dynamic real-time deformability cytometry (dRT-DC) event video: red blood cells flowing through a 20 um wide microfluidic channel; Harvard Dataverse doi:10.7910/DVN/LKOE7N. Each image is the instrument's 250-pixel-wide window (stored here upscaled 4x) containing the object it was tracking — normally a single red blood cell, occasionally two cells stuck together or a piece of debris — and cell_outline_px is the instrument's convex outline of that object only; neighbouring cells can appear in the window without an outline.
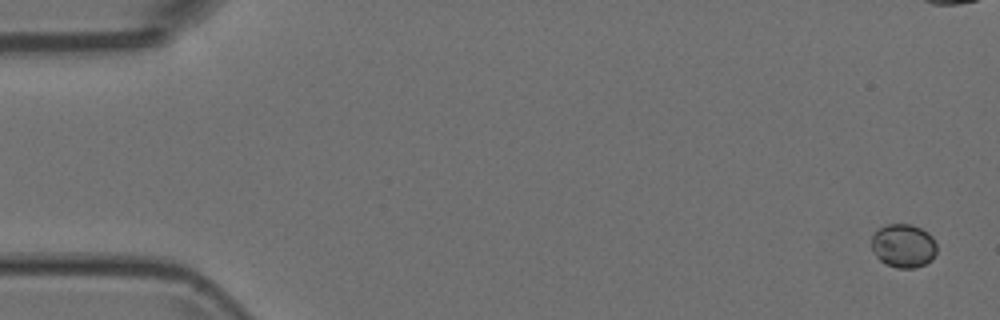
{"species": "Egyptian fruit bat (a non-hibernating species)", "species_latin": "Rousettus aegyptiacus", "temperature_condition": "room temperature", "stored_images_in_passage": 7, "camera_frame_rate_fps": 3000, "um_per_image_px": 0.085, "animal": {"sex": "female"}, "frame": {"image": 1, "passage_image": 1, "time_ms": 0.0, "image_size_px": [1000, 320], "cell_outline_px": [[936, 252], [932, 260], [916, 268], [896, 268], [884, 264], [876, 256], [872, 248], [872, 236], [880, 228], [888, 224], [912, 224], [928, 232], [932, 236], [936, 244]], "centroid_in_image_um": [76.8, 20.9], "position_along_channel_um": 8.2, "area_um2": 16.65}}
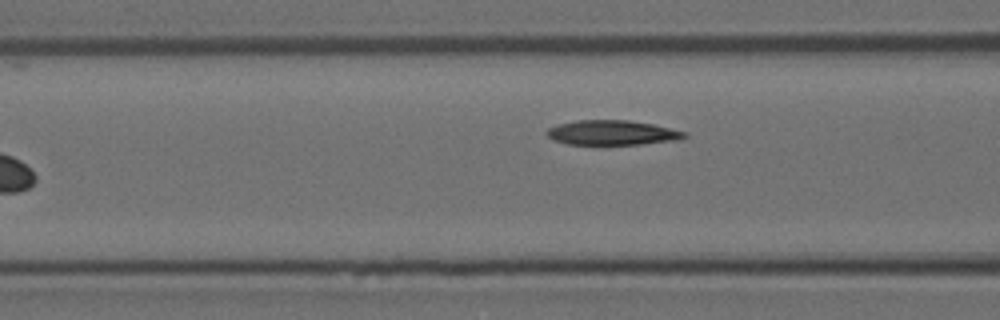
{"frame": {"image": 2, "passage_image": 7, "time_ms": 2.0, "image_size_px": [1000, 320], "cell_outline_px": [[688, 136], [680, 140], [640, 144], [568, 144], [552, 140], [544, 132], [548, 128], [556, 124], [576, 120], [628, 120], [652, 124], [688, 132]], "centroid_in_image_um": [52.03, 11.27], "position_along_channel_um": 114.6, "area_um2": 20.0}}